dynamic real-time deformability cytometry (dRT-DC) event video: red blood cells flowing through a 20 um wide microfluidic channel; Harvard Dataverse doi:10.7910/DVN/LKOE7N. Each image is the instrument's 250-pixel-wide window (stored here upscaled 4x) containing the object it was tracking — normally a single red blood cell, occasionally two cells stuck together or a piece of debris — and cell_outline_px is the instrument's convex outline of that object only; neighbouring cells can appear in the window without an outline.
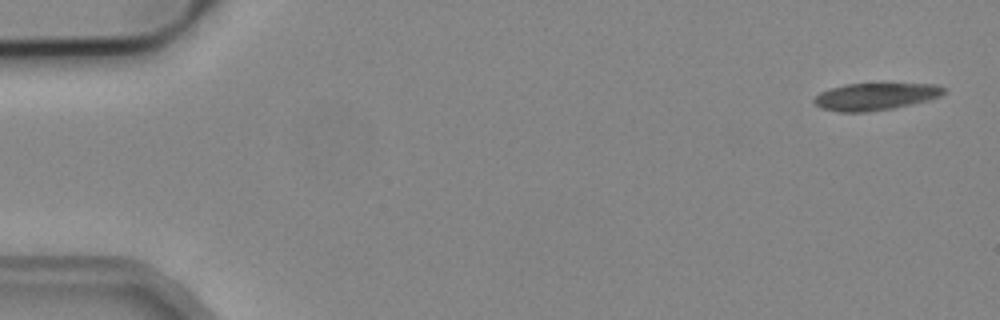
{"species": "common noctule bat (a hibernating species)", "species_latin": "Nyctalus noctula", "temperature_condition": "cold", "stored_images_in_passage": 8, "camera_frame_rate_fps": 3000, "um_per_image_px": 0.085, "animal": {"sex": "male", "body_mass_g": 19.2, "forearm_length_mm": 51.8}, "frame": {"image": 1, "passage_image": 1, "time_ms": 0.0, "image_size_px": [1000, 320], "cell_outline_px": [[948, 88], [940, 96], [932, 100], [892, 108], [868, 112], [840, 112], [820, 108], [812, 100], [820, 92], [828, 88], [844, 84], [936, 84]], "centroid_in_image_um": [74.42, 8.2], "position_along_channel_um": 10.6, "area_um2": 20.69}}
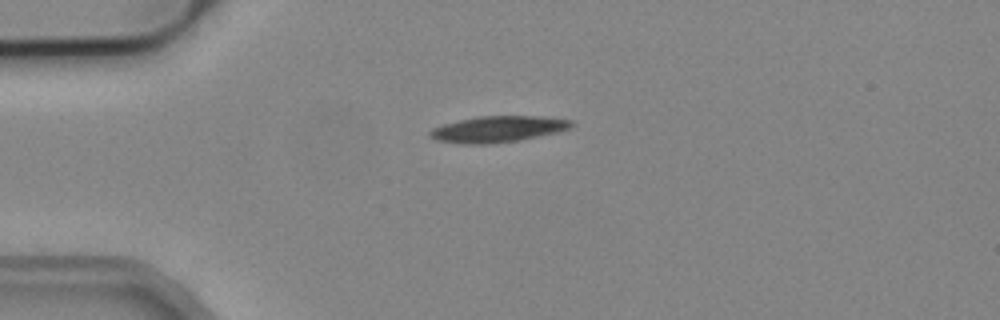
{"frame": {"image": 2, "passage_image": 4, "time_ms": 1.0, "image_size_px": [1000, 320], "cell_outline_px": [[576, 124], [572, 128], [556, 132], [520, 140], [488, 144], [456, 144], [436, 140], [428, 136], [428, 132], [432, 128], [444, 124], [476, 116], [544, 116], [572, 120]], "centroid_in_image_um": [42.32, 10.98], "position_along_channel_um": 42.7, "area_um2": 21.85}}
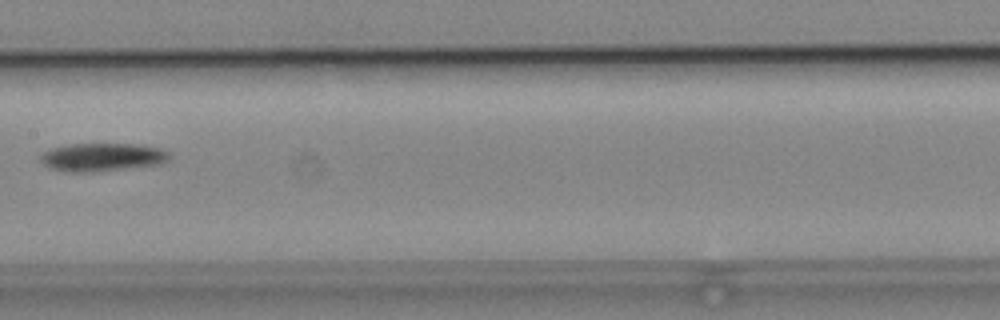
{"frame": {"image": 3, "passage_image": 8, "time_ms": 2.333, "image_size_px": [1000, 320], "cell_outline_px": [[172, 156], [168, 160], [160, 164], [92, 172], [72, 172], [48, 168], [40, 160], [40, 152], [48, 148], [72, 144], [136, 144], [160, 148], [168, 152]], "centroid_in_image_um": [8.65, 13.35], "position_along_channel_um": 198.8, "area_um2": 21.27}}